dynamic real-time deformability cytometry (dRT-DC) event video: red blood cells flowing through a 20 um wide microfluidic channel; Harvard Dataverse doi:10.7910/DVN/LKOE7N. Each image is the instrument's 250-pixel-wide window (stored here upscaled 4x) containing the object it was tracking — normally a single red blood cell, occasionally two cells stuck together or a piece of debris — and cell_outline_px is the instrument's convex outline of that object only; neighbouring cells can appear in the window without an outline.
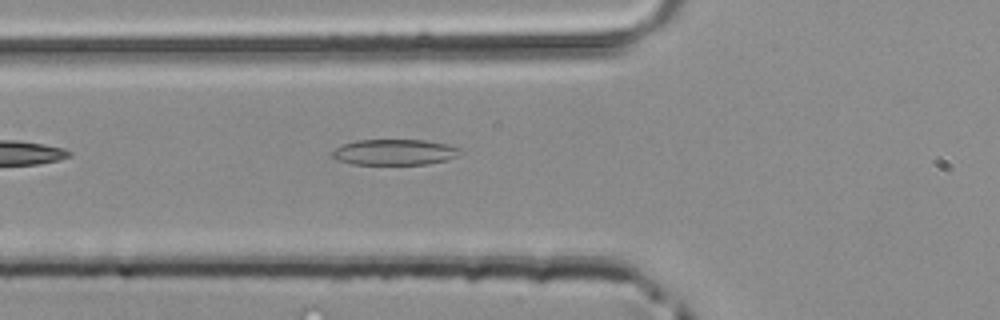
{"species": "common noctule bat (a hibernating species)", "species_latin": "Nyctalus noctula", "temperature_condition": "room temperature", "stored_images_in_passage": 4, "camera_frame_rate_fps": 3000, "um_per_image_px": 0.085, "animal": {"sex": "male", "body_mass_g": 20.4}, "frame": {"image": 1, "passage_image": 4, "time_ms": 1.0, "image_size_px": [1000, 320], "cell_outline_px": [[464, 152], [448, 160], [428, 164], [352, 164], [336, 160], [332, 156], [332, 152], [336, 148], [344, 144], [356, 140], [424, 140], [448, 144], [460, 148]], "centroid_in_image_um": [33.57, 12.93], "position_along_channel_um": 92.2, "area_um2": 19.31}}